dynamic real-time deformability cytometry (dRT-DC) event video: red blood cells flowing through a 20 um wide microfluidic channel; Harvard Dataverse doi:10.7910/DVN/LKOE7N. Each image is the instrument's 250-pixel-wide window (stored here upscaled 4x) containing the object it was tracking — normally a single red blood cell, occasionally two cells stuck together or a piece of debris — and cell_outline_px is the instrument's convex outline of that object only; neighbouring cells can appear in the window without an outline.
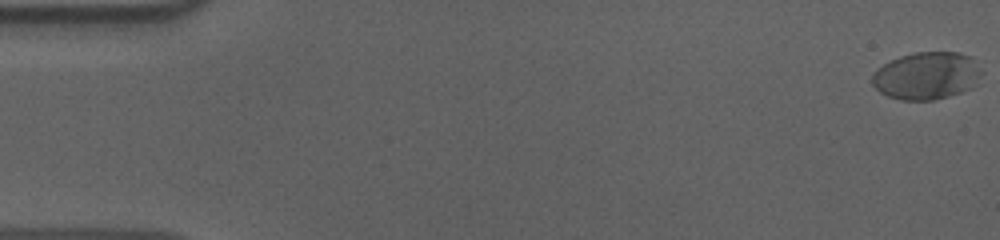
{"species": "human", "species_latin": "Homo sapiens", "temperature_condition": "cold", "stored_images_in_passage": 57, "camera_frame_rate_fps": 3000, "um_per_image_px": 0.085, "donor": {"sex": "male"}, "frame": {"image": 1, "passage_image": 1, "time_ms": 0.0, "image_size_px": [1000, 240], "cell_outline_px": [[980, 72], [972, 88], [948, 96], [932, 100], [900, 100], [888, 96], [880, 92], [872, 84], [872, 76], [884, 64], [900, 56], [916, 52], [956, 52], [972, 56]], "centroid_in_image_um": [78.74, 6.44], "position_along_channel_um": 6.3, "area_um2": 29.82}}
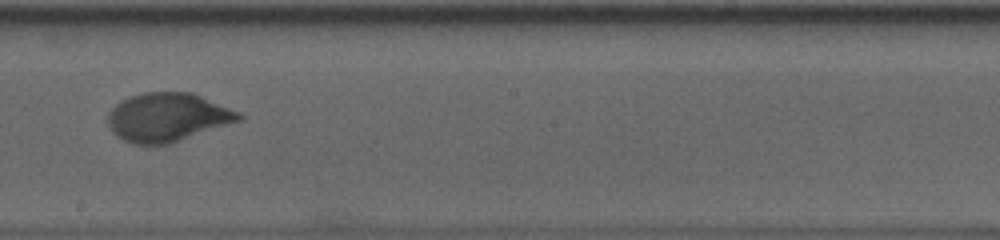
{"frame": {"image": 2, "passage_image": 33, "time_ms": 10.667, "image_size_px": [1000, 240], "cell_outline_px": [[244, 120], [168, 144], [132, 144], [116, 136], [112, 132], [108, 124], [108, 112], [116, 104], [128, 96], [144, 92], [192, 92], [240, 112], [244, 116]], "centroid_in_image_um": [14.26, 9.96], "position_along_channel_um": 233.9, "area_um2": 37.34}}
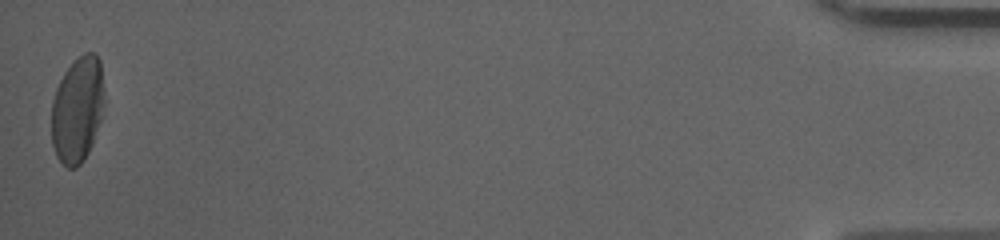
{"frame": {"image": 3, "passage_image": 57, "time_ms": 18.667, "image_size_px": [1000, 240], "cell_outline_px": [[104, 104], [100, 120], [92, 144], [88, 152], [80, 164], [76, 168], [68, 168], [56, 156], [52, 144], [52, 100], [56, 88], [64, 72], [84, 52], [96, 52], [100, 60], [104, 96]], "centroid_in_image_um": [6.58, 9.31], "position_along_channel_um": 428.6, "area_um2": 32.48}, "authors_computed_cell_mechanics": {"area_um2": 35.0846, "velocity_mm_per_s": 3.6198, "shape_relaxation_time_tau1_ms": 4.6373, "shape_relaxation_time_tau2_ms": null, "deformation_change_tau1": 0.1877, "deformation_change_tau2": null}}